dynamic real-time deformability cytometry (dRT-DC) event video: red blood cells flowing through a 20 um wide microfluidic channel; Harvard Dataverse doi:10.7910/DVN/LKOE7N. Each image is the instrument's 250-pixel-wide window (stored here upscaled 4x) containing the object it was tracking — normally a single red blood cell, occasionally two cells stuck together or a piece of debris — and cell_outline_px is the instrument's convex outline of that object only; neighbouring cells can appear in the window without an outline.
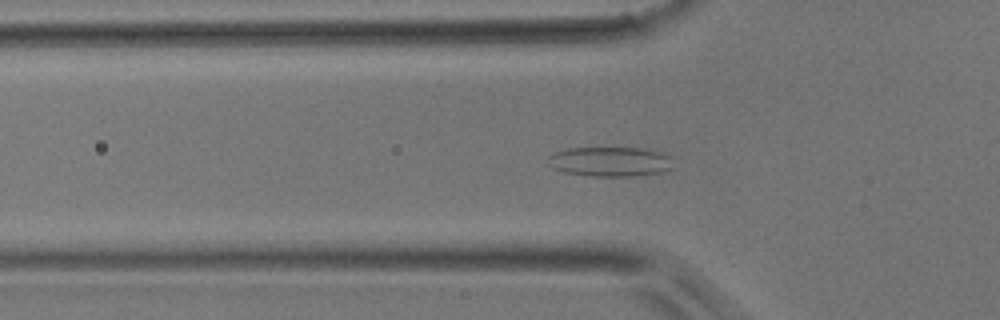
{"species": "common noctule bat (a hibernating species)", "species_latin": "Nyctalus noctula", "temperature_condition": "room temperature", "stored_images_in_passage": 41, "camera_frame_rate_fps": 3000, "um_per_image_px": 0.085, "animal": {"sex": "male", "body_mass_g": 17.9}, "frame": {"image": 1, "passage_image": 8, "time_ms": 2.333, "image_size_px": [1000, 320], "cell_outline_px": [[676, 168], [664, 172], [636, 176], [588, 176], [564, 172], [552, 168], [548, 156], [556, 152], [568, 148], [644, 148], [664, 152], [668, 156]], "centroid_in_image_um": [51.94, 13.74], "position_along_channel_um": 73.9, "area_um2": 21.91}}
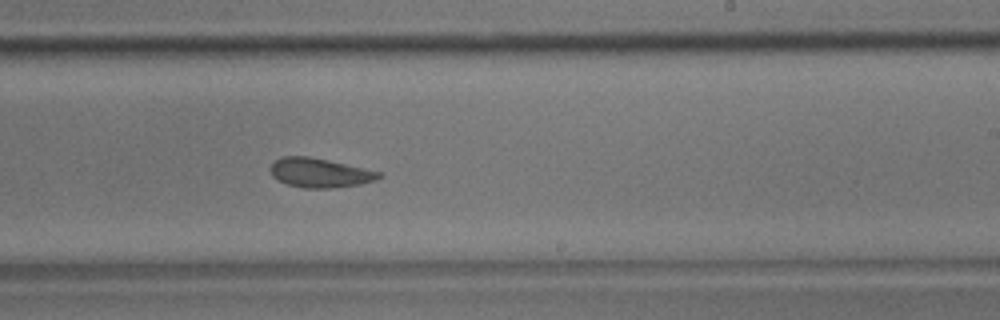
{"frame": {"image": 2, "passage_image": 22, "time_ms": 7.0, "image_size_px": [1000, 320], "cell_outline_px": [[384, 176], [376, 180], [360, 184], [332, 188], [304, 188], [288, 184], [272, 176], [268, 168], [272, 160], [284, 156], [308, 156], [328, 160], [384, 172]], "centroid_in_image_um": [27.19, 14.68], "position_along_channel_um": 261.8, "area_um2": 18.79}}
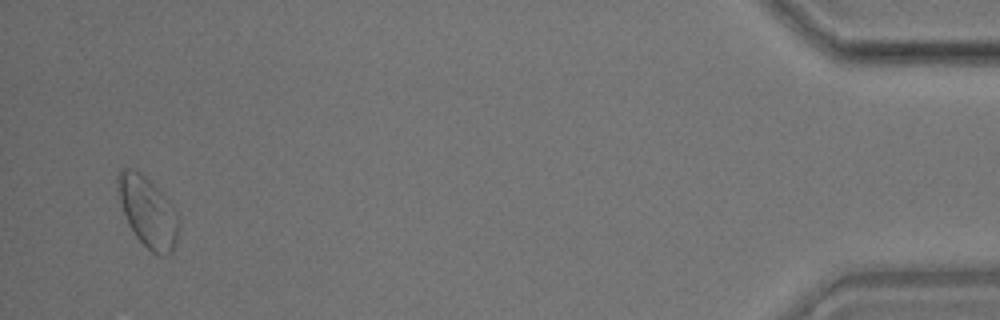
{"frame": {"image": 3, "passage_image": 40, "time_ms": 13.0, "image_size_px": [1000, 320], "cell_outline_px": [[180, 228], [172, 252], [168, 256], [164, 256], [152, 252], [136, 236], [128, 224], [120, 200], [116, 180], [116, 176], [120, 168], [132, 168], [140, 172], [152, 180], [176, 204], [180, 220]], "centroid_in_image_um": [12.63, 17.95], "position_along_channel_um": 422.6, "area_um2": 25.84}}